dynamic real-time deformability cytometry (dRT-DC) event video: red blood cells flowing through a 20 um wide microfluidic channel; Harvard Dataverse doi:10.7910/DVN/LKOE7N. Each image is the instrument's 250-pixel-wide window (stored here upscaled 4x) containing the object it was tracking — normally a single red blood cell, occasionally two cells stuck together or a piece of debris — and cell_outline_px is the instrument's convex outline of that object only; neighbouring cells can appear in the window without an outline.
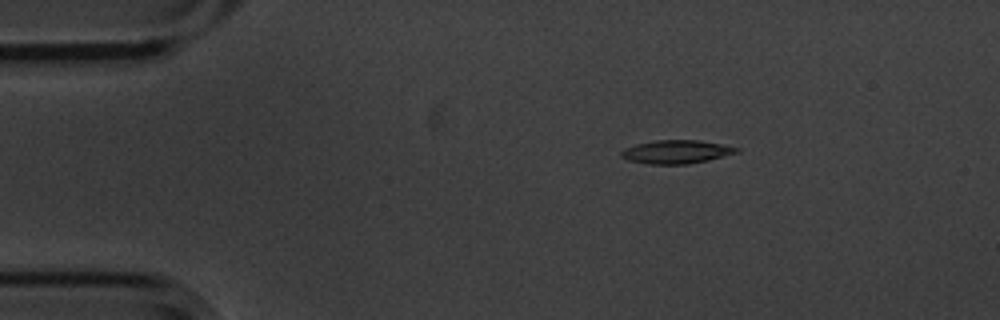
{"species": "common noctule bat (a hibernating species)", "species_latin": "Nyctalus noctula", "temperature_condition": "cold", "stored_images_in_passage": 3, "camera_frame_rate_fps": 3000, "um_per_image_px": 0.085, "animal": {"sex": "male", "body_mass_g": 20.1, "forearm_length_mm": 53.5}, "frame": {"image": 1, "passage_image": 1, "time_ms": 0.0, "image_size_px": [1000, 320], "cell_outline_px": [[740, 152], [708, 160], [688, 164], [648, 164], [628, 160], [620, 156], [620, 152], [624, 148], [636, 144], [656, 140], [696, 140], [720, 144], [740, 148]], "centroid_in_image_um": [57.47, 12.91], "position_along_channel_um": 27.5, "area_um2": 15.72}}
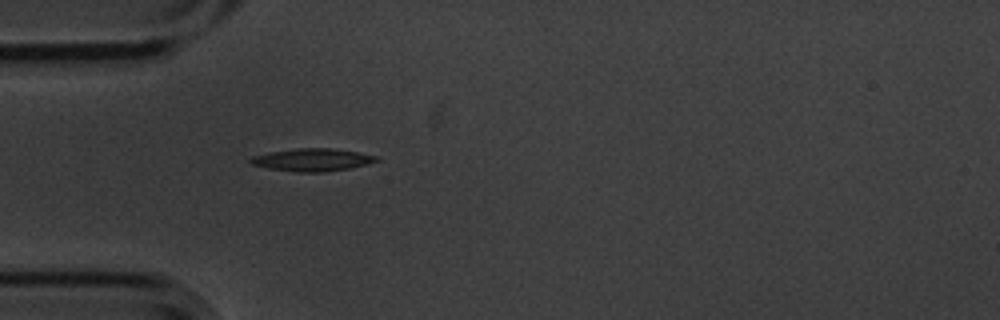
{"frame": {"image": 2, "passage_image": 3, "time_ms": 0.667, "image_size_px": [1000, 320], "cell_outline_px": [[380, 160], [368, 164], [348, 168], [324, 172], [296, 172], [268, 168], [252, 164], [248, 160], [252, 156], [268, 152], [296, 148], [332, 148], [360, 152], [380, 156]], "centroid_in_image_um": [26.58, 13.57], "position_along_channel_um": 58.4, "area_um2": 16.76}}